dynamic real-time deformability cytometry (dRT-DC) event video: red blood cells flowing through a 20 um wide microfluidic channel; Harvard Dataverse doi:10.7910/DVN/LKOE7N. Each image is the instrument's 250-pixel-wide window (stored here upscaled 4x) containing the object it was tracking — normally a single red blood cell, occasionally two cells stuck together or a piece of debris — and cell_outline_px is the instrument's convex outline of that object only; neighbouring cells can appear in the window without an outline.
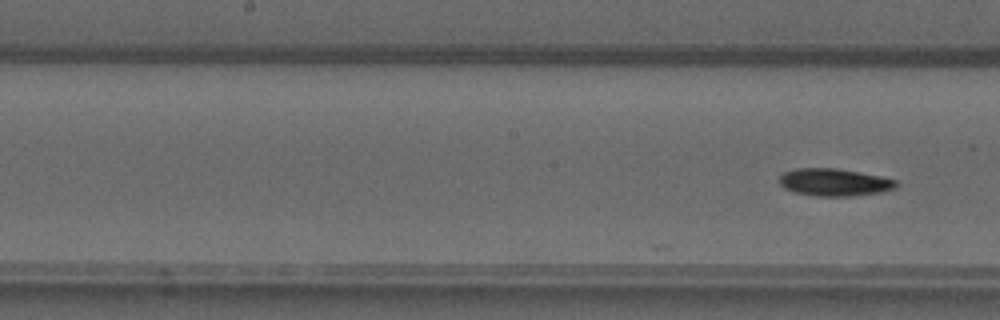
{"species": "common noctule bat (a hibernating species)", "species_latin": "Nyctalus noctula", "temperature_condition": "warm", "stored_images_in_passage": 23, "camera_frame_rate_fps": 3000, "um_per_image_px": 0.085, "animal": {"sex": "male", "forearm_length_mm": 52.5}, "frame": {"image": 1, "passage_image": 23, "time_ms": 7.333, "image_size_px": [1000, 320], "cell_outline_px": [[900, 184], [896, 188], [880, 192], [852, 196], [816, 196], [796, 192], [784, 188], [780, 184], [780, 176], [784, 172], [796, 168], [836, 168], [880, 176], [896, 180]], "centroid_in_image_um": [70.93, 15.49], "position_along_channel_um": 177.3, "area_um2": 18.61}}